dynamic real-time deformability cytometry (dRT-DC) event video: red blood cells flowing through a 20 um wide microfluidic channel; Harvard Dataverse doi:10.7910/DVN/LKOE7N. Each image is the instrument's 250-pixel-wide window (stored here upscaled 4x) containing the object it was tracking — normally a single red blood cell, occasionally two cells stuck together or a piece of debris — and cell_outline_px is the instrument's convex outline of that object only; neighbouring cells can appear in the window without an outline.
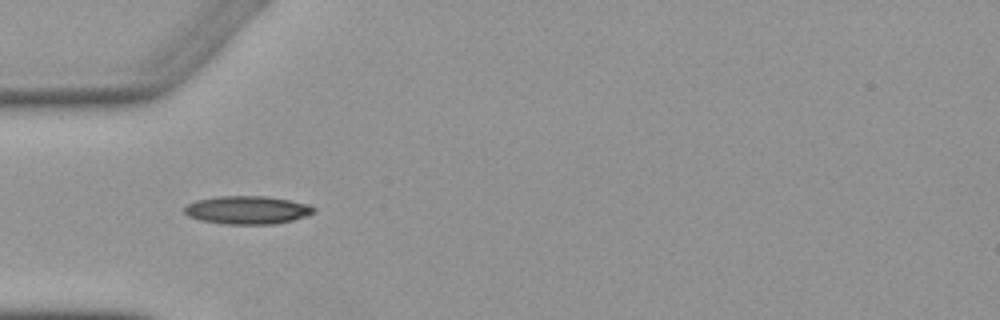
{"species": "Egyptian fruit bat (a non-hibernating species)", "species_latin": "Rousettus aegyptiacus", "temperature_condition": "warm", "stored_images_in_passage": 1, "camera_frame_rate_fps": 3000, "um_per_image_px": 0.085, "animal": {"sex": "female"}, "frame": {"image": 1, "passage_image": 1, "time_ms": 0.0, "image_size_px": [1000, 320], "cell_outline_px": [[316, 212], [308, 216], [292, 220], [272, 224], [224, 224], [200, 220], [188, 216], [184, 212], [184, 208], [188, 204], [196, 200], [220, 196], [264, 196], [288, 200], [308, 204], [316, 208]], "centroid_in_image_um": [21.04, 17.85], "position_along_channel_um": 64.0, "area_um2": 21.21}}